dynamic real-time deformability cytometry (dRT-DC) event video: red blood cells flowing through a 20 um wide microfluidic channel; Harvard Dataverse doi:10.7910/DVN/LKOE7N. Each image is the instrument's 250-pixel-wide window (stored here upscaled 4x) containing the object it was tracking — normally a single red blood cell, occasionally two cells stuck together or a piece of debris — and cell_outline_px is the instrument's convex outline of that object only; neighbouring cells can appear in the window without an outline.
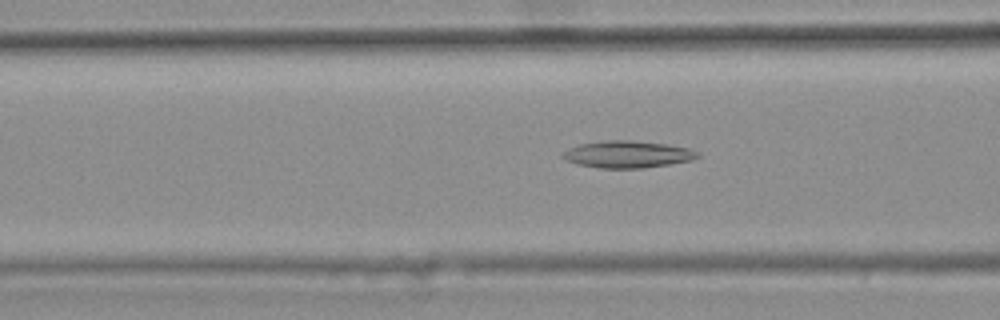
{"species": "common noctule bat (a hibernating species)", "species_latin": "Nyctalus noctula", "temperature_condition": "warm", "stored_images_in_passage": 48, "camera_frame_rate_fps": 3000, "um_per_image_px": 0.085, "animal": {"sex": "female", "body_mass_g": 25.1}, "frame": {"image": 1, "passage_image": 21, "time_ms": 6.667, "image_size_px": [1000, 320], "cell_outline_px": [[700, 156], [692, 160], [644, 168], [600, 168], [576, 164], [560, 156], [568, 148], [580, 144], [604, 140], [628, 140], [668, 144], [688, 148], [700, 152]], "centroid_in_image_um": [53.35, 13.11], "position_along_channel_um": 113.3, "area_um2": 21.21}}
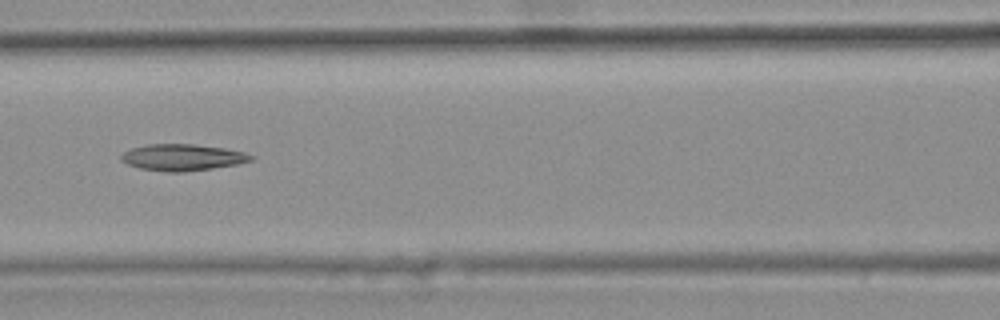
{"frame": {"image": 2, "passage_image": 24, "time_ms": 7.667, "image_size_px": [1000, 320], "cell_outline_px": [[256, 156], [252, 160], [236, 164], [212, 168], [184, 172], [168, 172], [140, 168], [128, 164], [120, 160], [120, 156], [124, 152], [132, 148], [148, 144], [192, 144], [224, 148], [244, 152]], "centroid_in_image_um": [15.51, 13.37], "position_along_channel_um": 151.1, "area_um2": 19.94}}
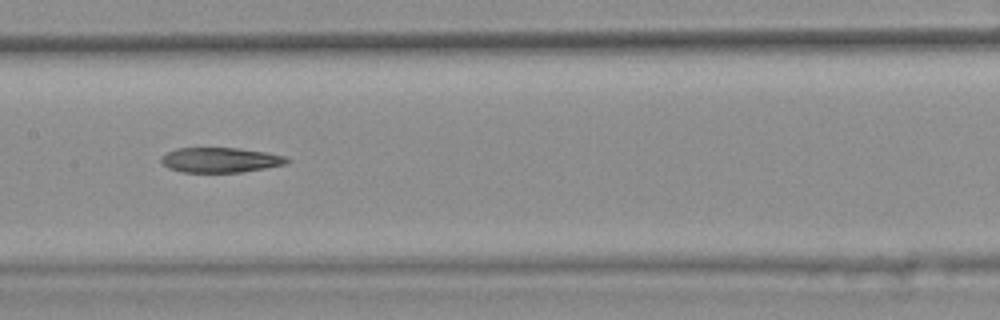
{"frame": {"image": 3, "passage_image": 27, "time_ms": 8.667, "image_size_px": [1000, 320], "cell_outline_px": [[292, 160], [284, 164], [244, 172], [180, 172], [168, 168], [160, 160], [160, 156], [176, 148], [236, 148], [264, 152], [284, 156]], "centroid_in_image_um": [18.69, 13.6], "position_along_channel_um": 188.7, "area_um2": 18.21}}